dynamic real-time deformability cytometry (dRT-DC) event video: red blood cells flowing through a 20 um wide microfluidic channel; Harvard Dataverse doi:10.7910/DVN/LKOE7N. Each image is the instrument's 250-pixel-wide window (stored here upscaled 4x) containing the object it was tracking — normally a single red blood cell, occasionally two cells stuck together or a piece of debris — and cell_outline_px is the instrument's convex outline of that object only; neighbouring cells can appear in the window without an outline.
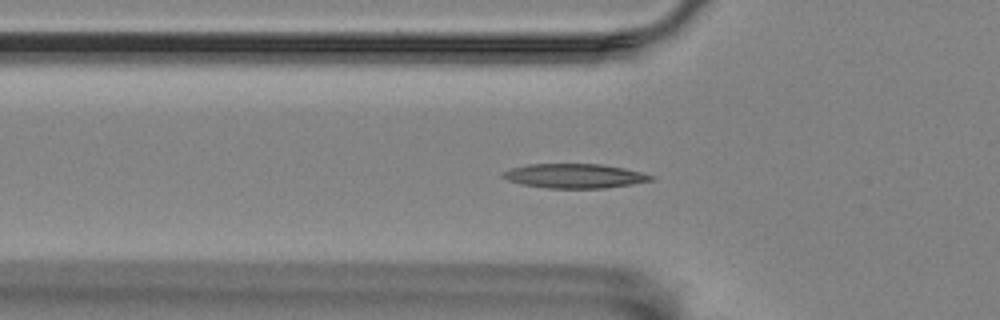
{"species": "Egyptian fruit bat (a non-hibernating species)", "species_latin": "Rousettus aegyptiacus", "temperature_condition": "room temperature", "stored_images_in_passage": 52, "camera_frame_rate_fps": 3000, "um_per_image_px": 0.085, "animal": {"sex": "female"}, "frame": {"image": 1, "passage_image": 13, "time_ms": 4.0, "image_size_px": [1000, 320], "cell_outline_px": [[656, 176], [652, 180], [632, 184], [604, 188], [548, 188], [520, 184], [508, 180], [500, 176], [500, 172], [512, 168], [528, 164], [600, 164], [624, 168]], "centroid_in_image_um": [48.8, 14.95], "position_along_channel_um": 77.0, "area_um2": 21.04}}
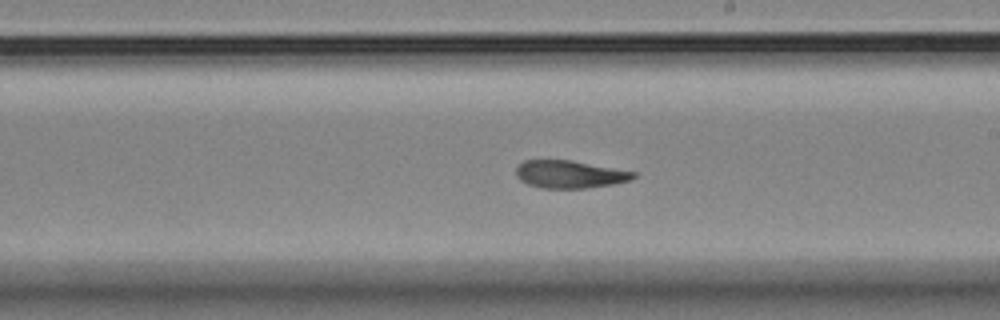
{"frame": {"image": 2, "passage_image": 27, "time_ms": 8.667, "image_size_px": [1000, 320], "cell_outline_px": [[636, 176], [632, 180], [612, 184], [584, 188], [540, 188], [528, 184], [520, 180], [516, 176], [516, 168], [524, 160], [572, 160], [636, 172]], "centroid_in_image_um": [48.42, 14.81], "position_along_channel_um": 240.6, "area_um2": 18.9}}
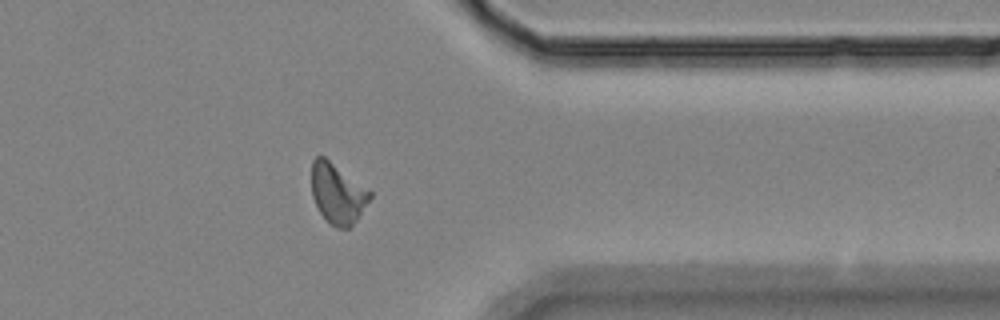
{"frame": {"image": 3, "passage_image": 40, "time_ms": 13.0, "image_size_px": [1000, 320], "cell_outline_px": [[372, 196], [356, 220], [348, 228], [336, 228], [320, 212], [312, 196], [312, 160], [316, 156], [324, 156], [372, 192]], "centroid_in_image_um": [28.69, 16.43], "position_along_channel_um": 382.7, "area_um2": 20.06}, "authors_computed_cell_mechanics": {"area_um2": 19.7098, "velocity_mm_per_s": 3.4851, "shape_relaxation_time_tau1_ms": null, "shape_relaxation_time_tau2_ms": 5.6985, "deformation_change_tau1": null, "deformation_change_tau2": 0.1306}}